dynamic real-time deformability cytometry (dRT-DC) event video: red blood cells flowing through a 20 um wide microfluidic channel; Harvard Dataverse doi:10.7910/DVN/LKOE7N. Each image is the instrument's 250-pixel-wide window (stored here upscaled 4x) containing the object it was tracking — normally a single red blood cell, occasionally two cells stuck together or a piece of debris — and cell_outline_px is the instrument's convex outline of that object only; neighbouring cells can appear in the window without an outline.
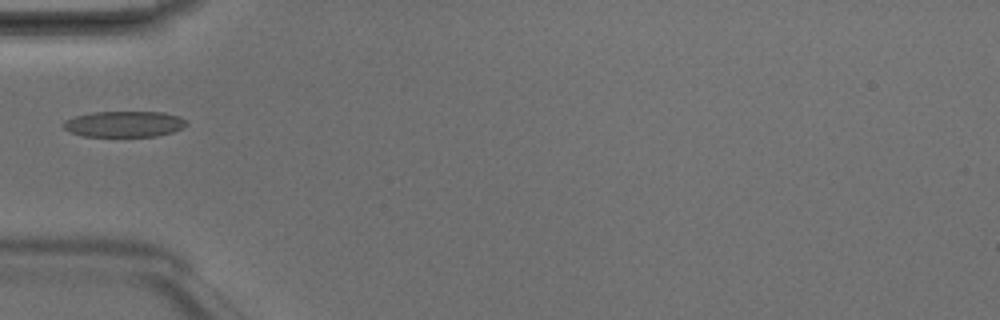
{"species": "Egyptian fruit bat (a non-hibernating species)", "species_latin": "Rousettus aegyptiacus", "temperature_condition": "room temperature", "stored_images_in_passage": 4, "camera_frame_rate_fps": 3000, "um_per_image_px": 0.085, "animal": {"sex": "male"}, "frame": {"image": 1, "passage_image": 4, "time_ms": 1.0, "image_size_px": [1000, 320], "cell_outline_px": [[188, 124], [184, 128], [172, 132], [156, 136], [80, 136], [68, 132], [60, 124], [64, 120], [76, 116], [92, 112], [164, 112], [180, 116]], "centroid_in_image_um": [10.53, 10.54], "position_along_channel_um": 74.5, "area_um2": 18.79}}